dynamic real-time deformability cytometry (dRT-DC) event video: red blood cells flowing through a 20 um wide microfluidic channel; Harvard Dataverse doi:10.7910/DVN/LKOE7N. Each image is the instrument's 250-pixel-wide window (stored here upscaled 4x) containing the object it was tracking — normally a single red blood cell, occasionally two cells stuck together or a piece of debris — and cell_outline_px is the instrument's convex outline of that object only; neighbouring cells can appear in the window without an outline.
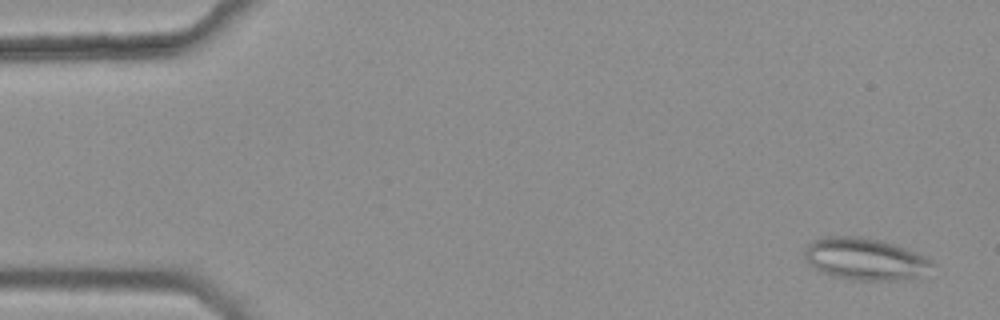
{"species": "common noctule bat (a hibernating species)", "species_latin": "Nyctalus noctula", "temperature_condition": "warm", "stored_images_in_passage": 4, "camera_frame_rate_fps": 3000, "um_per_image_px": 0.085, "animal": {"sex": "female", "body_mass_g": 25.1}, "frame": {"image": 1, "passage_image": 1, "time_ms": 0.0, "image_size_px": [1000, 320], "cell_outline_px": [[936, 264], [916, 276], [892, 280], [852, 280], [836, 276], [824, 272], [816, 268], [804, 260], [804, 248], [812, 240], [820, 236], [860, 236], [880, 240], [904, 248], [932, 260]], "centroid_in_image_um": [73.44, 21.98], "position_along_channel_um": 11.6, "area_um2": 30.81}}